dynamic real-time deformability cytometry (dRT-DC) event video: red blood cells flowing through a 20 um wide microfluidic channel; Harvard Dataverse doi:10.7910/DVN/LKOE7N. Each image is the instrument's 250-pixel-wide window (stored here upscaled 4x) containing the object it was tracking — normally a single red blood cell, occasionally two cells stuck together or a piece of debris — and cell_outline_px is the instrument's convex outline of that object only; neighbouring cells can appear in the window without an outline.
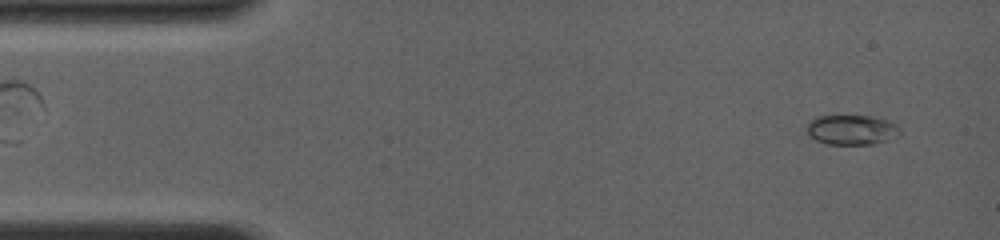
{"species": "common noctule bat (a hibernating species)", "species_latin": "Nyctalus noctula", "temperature_condition": "room temperature", "stored_images_in_passage": 22, "camera_frame_rate_fps": 4000, "um_per_image_px": 0.085, "animal": {"sex": "female", "body_mass_g": 19.0, "forearm_length_mm": 56.7}, "frame": {"image": 1, "passage_image": 3, "time_ms": 0.25, "image_size_px": [1000, 240], "cell_outline_px": [[900, 132], [884, 140], [872, 144], [824, 144], [808, 136], [804, 128], [808, 120], [816, 116], [872, 116], [888, 120], [896, 124], [900, 128]], "centroid_in_image_um": [72.27, 11.02], "position_along_channel_um": 12.7, "area_um2": 16.3}}
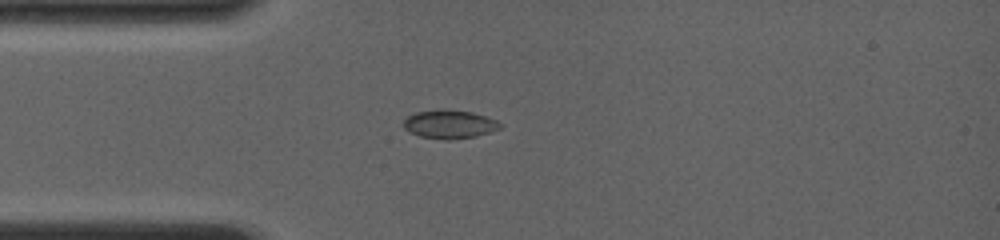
{"frame": {"image": 2, "passage_image": 17, "time_ms": 3.25, "image_size_px": [1000, 240], "cell_outline_px": [[504, 124], [500, 128], [476, 136], [448, 140], [444, 140], [420, 136], [408, 132], [404, 128], [404, 120], [408, 116], [416, 112], [444, 108], [472, 112], [496, 120]], "centroid_in_image_um": [38.19, 10.55], "position_along_channel_um": 46.8, "area_um2": 16.13}}
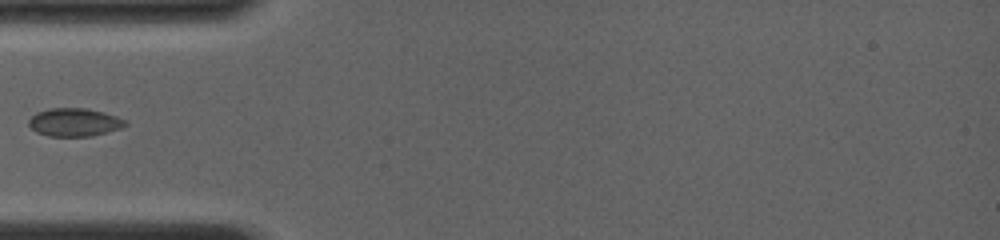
{"frame": {"image": 3, "passage_image": 21, "time_ms": 4.25, "image_size_px": [1000, 240], "cell_outline_px": [[128, 124], [120, 128], [92, 136], [48, 136], [36, 132], [28, 124], [28, 120], [36, 112], [48, 108], [84, 108], [104, 112], [128, 120]], "centroid_in_image_um": [6.32, 10.38], "position_along_channel_um": 78.7, "area_um2": 15.9}}